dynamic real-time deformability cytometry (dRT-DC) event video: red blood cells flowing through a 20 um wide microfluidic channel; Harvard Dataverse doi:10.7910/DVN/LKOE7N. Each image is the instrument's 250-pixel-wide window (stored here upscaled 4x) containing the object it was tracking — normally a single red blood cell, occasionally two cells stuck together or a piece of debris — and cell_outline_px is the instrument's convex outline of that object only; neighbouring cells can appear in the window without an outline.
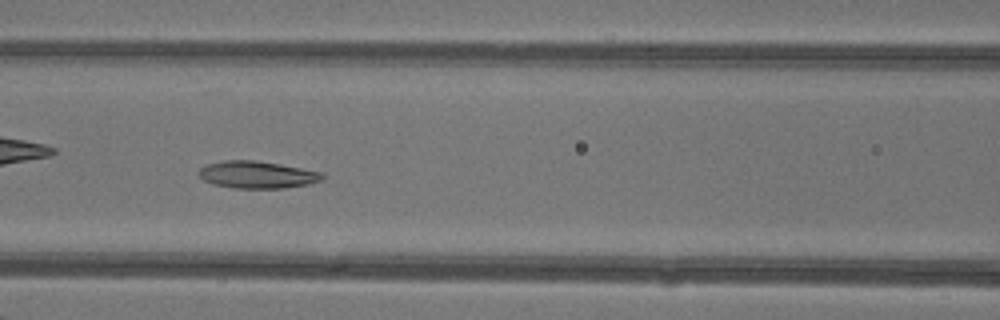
{"species": "common noctule bat (a hibernating species)", "species_latin": "Nyctalus noctula", "temperature_condition": "warm", "stored_images_in_passage": 47, "camera_frame_rate_fps": 3000, "um_per_image_px": 0.085, "animal": {"sex": "female"}, "frame": {"image": 1, "passage_image": 21, "time_ms": 6.667, "image_size_px": [1000, 320], "cell_outline_px": [[324, 176], [320, 180], [308, 184], [284, 188], [236, 188], [216, 184], [204, 180], [196, 172], [200, 168], [208, 164], [224, 160], [256, 160], [280, 164], [324, 172]], "centroid_in_image_um": [21.87, 14.84], "position_along_channel_um": 144.7, "area_um2": 19.48}}
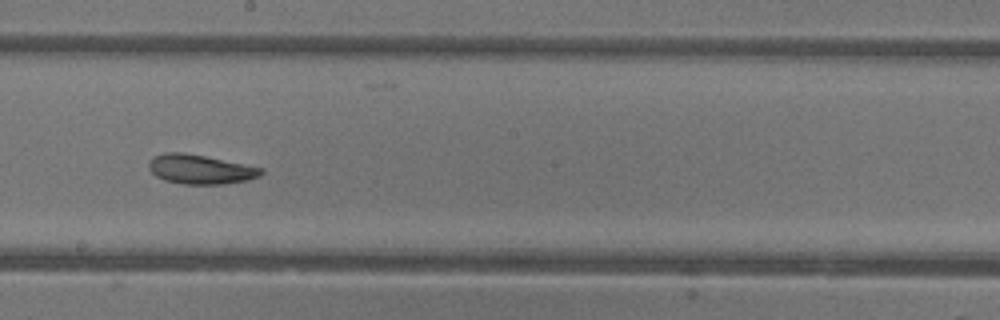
{"frame": {"image": 2, "passage_image": 27, "time_ms": 8.667, "image_size_px": [1000, 320], "cell_outline_px": [[264, 172], [260, 176], [244, 180], [224, 184], [180, 184], [164, 180], [156, 176], [148, 168], [148, 164], [156, 156], [164, 152], [184, 152], [264, 168]], "centroid_in_image_um": [17.02, 14.39], "position_along_channel_um": 231.2, "area_um2": 19.07}}
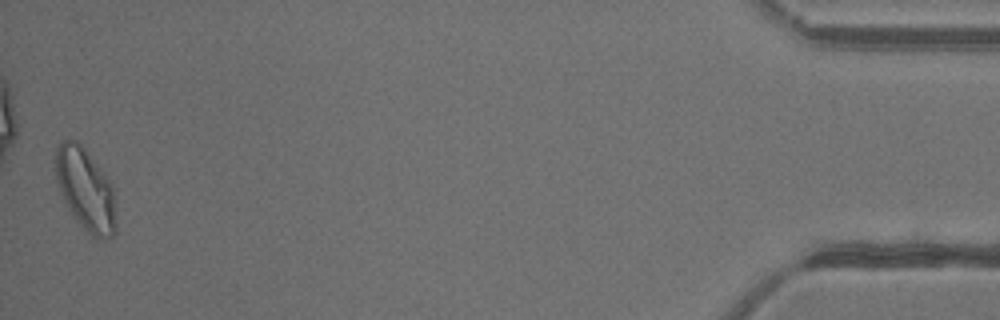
{"frame": {"image": 3, "passage_image": 47, "time_ms": 15.333, "image_size_px": [1000, 320], "cell_outline_px": [[116, 232], [112, 236], [104, 240], [92, 236], [72, 216], [68, 208], [56, 180], [56, 148], [60, 140], [76, 140], [84, 148], [104, 172], [112, 184], [116, 224]], "centroid_in_image_um": [7.28, 16.11], "position_along_channel_um": 427.9, "area_um2": 28.78}, "authors_computed_cell_mechanics": {"area_um2": 21.5016, "velocity_mm_per_s": 4.3235, "shape_relaxation_time_tau1_ms": 7.7419, "shape_relaxation_time_tau2_ms": 4.3606, "deformation_change_tau1": 0.1909, "deformation_change_tau2": 0.1261}}